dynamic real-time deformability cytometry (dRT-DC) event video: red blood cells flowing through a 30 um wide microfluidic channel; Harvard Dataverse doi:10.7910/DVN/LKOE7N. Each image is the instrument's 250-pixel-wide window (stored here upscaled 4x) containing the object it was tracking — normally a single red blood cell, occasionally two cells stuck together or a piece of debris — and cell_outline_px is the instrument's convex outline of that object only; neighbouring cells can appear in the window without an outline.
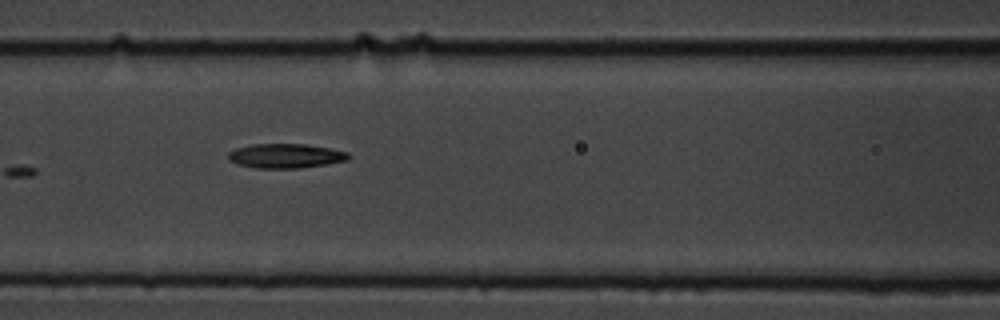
{"species": "common noctule bat (a hibernating species)", "species_latin": "Nyctalus noctula", "temperature_condition": "cold", "stored_images_in_passage": 5, "camera_frame_rate_fps": 3000, "um_per_image_px": 0.085, "animal": {"sex": "male", "body_mass_g": 19.5, "forearm_length_mm": 54.6}, "frame": {"image": 1, "passage_image": 5, "time_ms": 1.333, "image_size_px": [1000, 320], "cell_outline_px": [[352, 156], [348, 160], [328, 164], [300, 168], [256, 168], [236, 164], [228, 160], [228, 152], [236, 148], [252, 144], [308, 144], [348, 152]], "centroid_in_image_um": [24.28, 13.25], "position_along_channel_um": 142.3, "area_um2": 17.28}}